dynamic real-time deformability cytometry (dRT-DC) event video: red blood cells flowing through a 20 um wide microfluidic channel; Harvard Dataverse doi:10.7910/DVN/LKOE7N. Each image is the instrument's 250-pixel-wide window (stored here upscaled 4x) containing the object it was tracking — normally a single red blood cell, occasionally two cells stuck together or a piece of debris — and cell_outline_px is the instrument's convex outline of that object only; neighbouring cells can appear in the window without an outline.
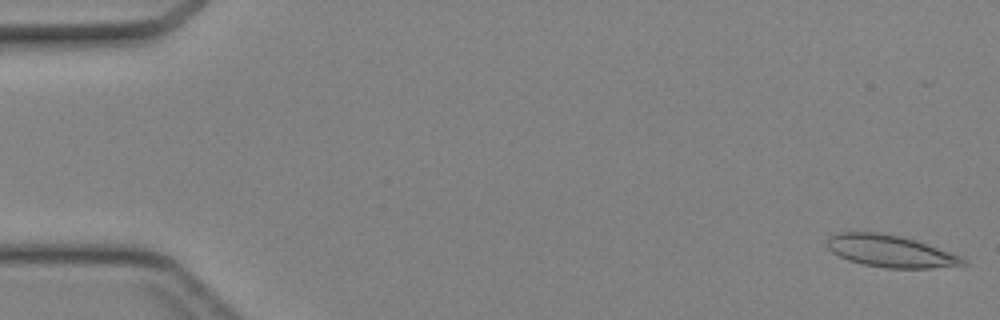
{"species": "Egyptian fruit bat (a non-hibernating species)", "species_latin": "Rousettus aegyptiacus", "temperature_condition": "cold", "stored_images_in_passage": 44, "camera_frame_rate_fps": 3000, "um_per_image_px": 0.085, "animal": {"sex": "female"}, "frame": {"image": 1, "passage_image": 1, "time_ms": 0.0, "image_size_px": [1000, 320], "cell_outline_px": [[968, 264], [928, 268], [884, 268], [864, 264], [848, 260], [832, 252], [828, 248], [828, 236], [840, 232], [876, 232], [900, 236], [960, 256]], "centroid_in_image_um": [75.61, 21.35], "position_along_channel_um": 9.4, "area_um2": 24.74}}
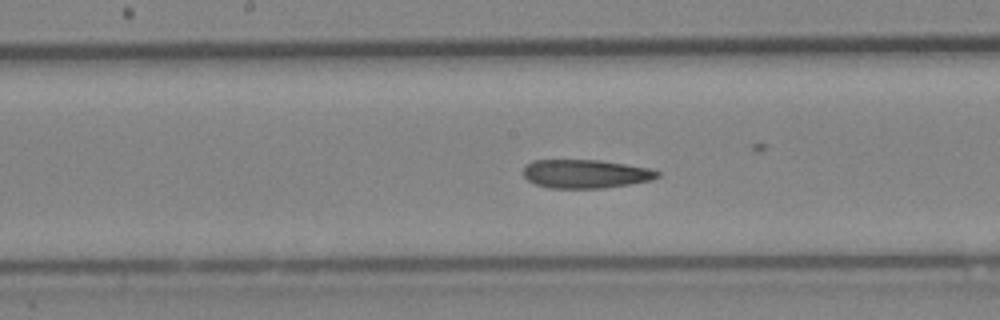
{"frame": {"image": 2, "passage_image": 23, "time_ms": 7.333, "image_size_px": [1000, 320], "cell_outline_px": [[660, 176], [652, 180], [604, 188], [548, 188], [536, 184], [528, 180], [524, 176], [524, 168], [532, 160], [600, 160], [648, 168], [660, 172]], "centroid_in_image_um": [49.77, 14.78], "position_along_channel_um": 198.4, "area_um2": 22.25}}
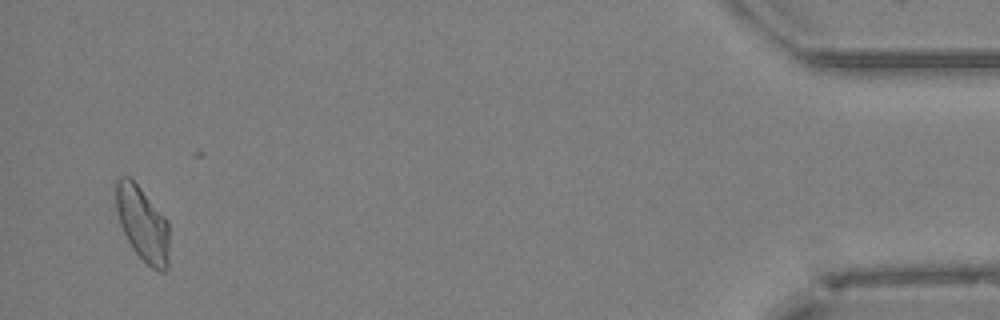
{"frame": {"image": 3, "passage_image": 43, "time_ms": 14.0, "image_size_px": [1000, 320], "cell_outline_px": [[168, 268], [164, 272], [160, 272], [152, 268], [132, 248], [120, 224], [116, 208], [116, 180], [120, 176], [128, 176], [140, 188], [168, 220]], "centroid_in_image_um": [12.12, 19.03], "position_along_channel_um": 423.1, "area_um2": 22.89}}